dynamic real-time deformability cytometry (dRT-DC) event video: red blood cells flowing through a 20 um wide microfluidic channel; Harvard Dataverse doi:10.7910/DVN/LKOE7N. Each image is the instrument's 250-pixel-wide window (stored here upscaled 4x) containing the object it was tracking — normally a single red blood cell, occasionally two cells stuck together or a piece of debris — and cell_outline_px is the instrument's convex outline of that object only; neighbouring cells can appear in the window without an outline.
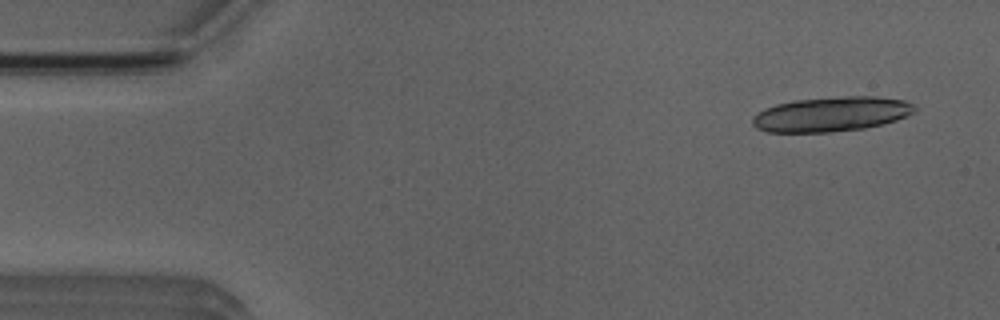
{"species": "Egyptian fruit bat (a non-hibernating species)", "species_latin": "Rousettus aegyptiacus", "temperature_condition": "room temperature", "stored_images_in_passage": 4, "camera_frame_rate_fps": 3000, "um_per_image_px": 0.085, "animal": {"sex": "male"}, "frame": {"image": 1, "passage_image": 1, "time_ms": 0.0, "image_size_px": [1000, 320], "cell_outline_px": [[916, 112], [908, 116], [896, 120], [864, 128], [828, 132], [768, 132], [756, 128], [752, 124], [752, 116], [764, 108], [776, 104], [796, 100], [844, 96], [876, 96], [904, 100], [916, 104]], "centroid_in_image_um": [70.68, 9.69], "position_along_channel_um": 14.3, "area_um2": 32.95}}